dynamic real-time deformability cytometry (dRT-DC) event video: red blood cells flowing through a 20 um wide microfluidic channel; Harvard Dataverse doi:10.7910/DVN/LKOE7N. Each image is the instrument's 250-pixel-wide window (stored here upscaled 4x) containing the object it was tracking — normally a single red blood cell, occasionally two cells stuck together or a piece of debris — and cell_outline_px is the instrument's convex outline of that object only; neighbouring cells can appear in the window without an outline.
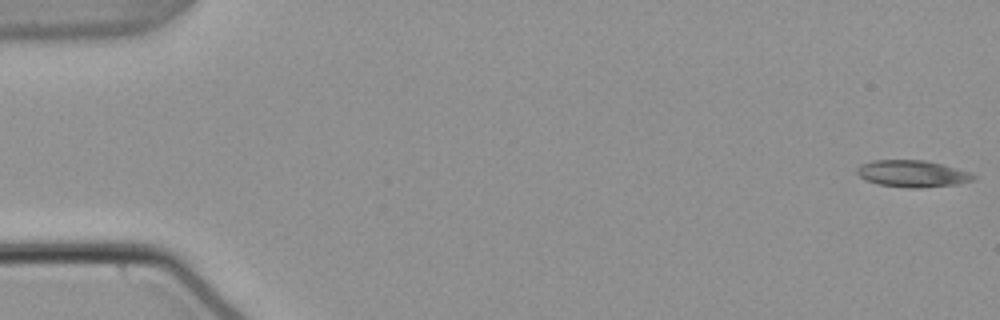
{"species": "common noctule bat (a hibernating species)", "species_latin": "Nyctalus noctula", "temperature_condition": "warm", "stored_images_in_passage": 54, "camera_frame_rate_fps": 3000, "um_per_image_px": 0.085, "animal": {"sex": "male", "body_mass_g": 21.5, "forearm_length_mm": 52.0}, "frame": {"image": 1, "passage_image": 1, "time_ms": 0.0, "image_size_px": [1000, 320], "cell_outline_px": [[976, 176], [972, 180], [956, 184], [920, 188], [908, 188], [880, 184], [864, 180], [856, 172], [856, 168], [860, 164], [872, 160], [928, 160], [972, 172]], "centroid_in_image_um": [77.55, 14.75], "position_along_channel_um": 7.5, "area_um2": 18.32}}
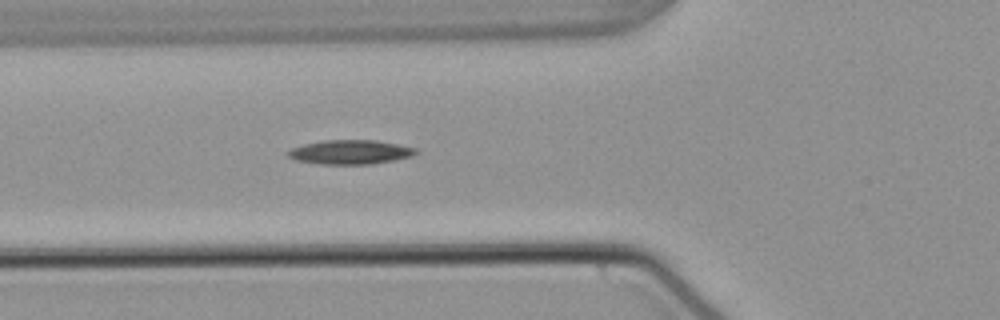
{"frame": {"image": 2, "passage_image": 20, "time_ms": 6.333, "image_size_px": [1000, 320], "cell_outline_px": [[416, 152], [412, 156], [396, 160], [372, 164], [320, 164], [296, 160], [288, 156], [288, 152], [292, 148], [304, 144], [324, 140], [376, 140], [416, 148]], "centroid_in_image_um": [29.78, 12.93], "position_along_channel_um": 96.0, "area_um2": 17.92}}
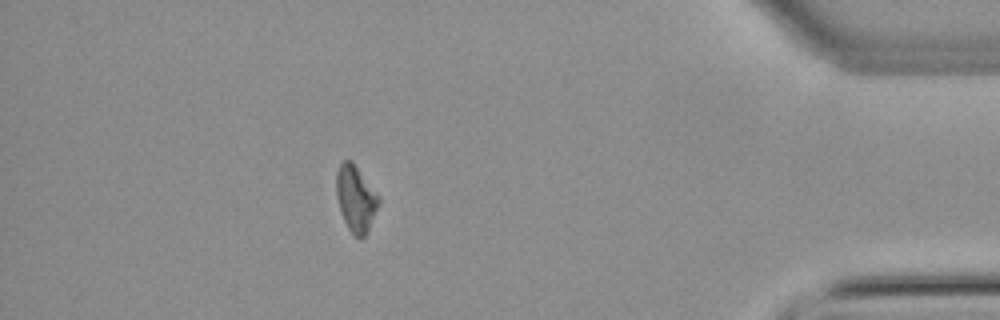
{"frame": {"image": 3, "passage_image": 48, "time_ms": 15.667, "image_size_px": [1000, 320], "cell_outline_px": [[380, 204], [364, 236], [356, 236], [348, 228], [340, 212], [336, 192], [336, 172], [340, 164], [344, 160], [352, 160], [380, 196]], "centroid_in_image_um": [30.24, 16.82], "position_along_channel_um": 405.0, "area_um2": 16.24}}